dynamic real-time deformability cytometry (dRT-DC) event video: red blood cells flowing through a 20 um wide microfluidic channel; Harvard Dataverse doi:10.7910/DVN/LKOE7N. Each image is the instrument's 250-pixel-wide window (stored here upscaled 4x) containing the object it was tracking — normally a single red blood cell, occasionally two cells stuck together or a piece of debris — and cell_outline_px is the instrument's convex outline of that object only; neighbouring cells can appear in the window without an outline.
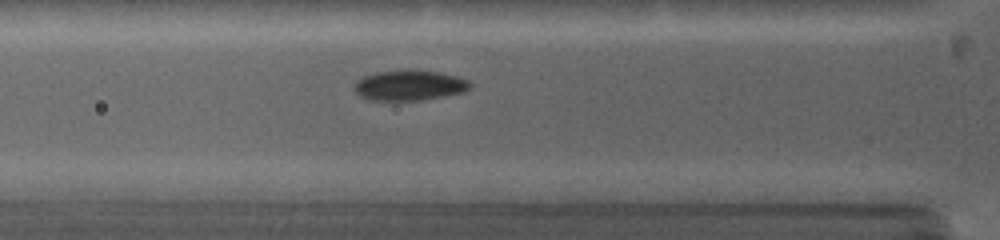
{"species": "common noctule bat (a hibernating species)", "species_latin": "Nyctalus noctula", "temperature_condition": "warm", "stored_images_in_passage": 23, "camera_frame_rate_fps": 5000, "um_per_image_px": 0.085, "animal": {"sex": "female", "body_mass_g": 19.0, "forearm_length_mm": 53.3}, "frame": {"image": 1, "passage_image": 8, "time_ms": 3.0, "image_size_px": [1000, 240], "cell_outline_px": [[472, 88], [464, 92], [444, 96], [420, 100], [372, 100], [360, 96], [356, 92], [356, 80], [364, 76], [376, 72], [440, 72], [456, 76], [468, 80], [472, 84]], "centroid_in_image_um": [34.85, 7.28], "position_along_channel_um": 91.0, "area_um2": 19.77}}
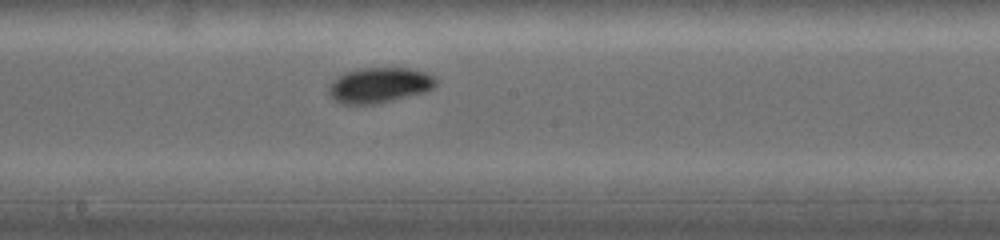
{"frame": {"image": 2, "passage_image": 15, "time_ms": 6.0, "image_size_px": [1000, 240], "cell_outline_px": [[436, 84], [428, 92], [376, 104], [344, 104], [336, 100], [328, 92], [328, 84], [336, 76], [344, 72], [364, 68], [412, 68], [424, 72], [432, 76], [436, 80]], "centroid_in_image_um": [32.23, 7.24], "position_along_channel_um": 216.0, "area_um2": 22.2}}
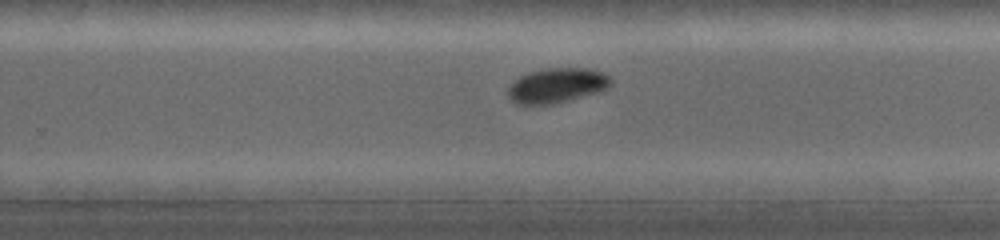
{"frame": {"image": 3, "passage_image": 19, "time_ms": 7.6, "image_size_px": [1000, 240], "cell_outline_px": [[612, 84], [608, 88], [596, 92], [568, 100], [552, 104], [516, 104], [508, 96], [508, 88], [520, 76], [528, 72], [548, 68], [592, 68], [604, 72], [612, 80]], "centroid_in_image_um": [47.36, 7.25], "position_along_channel_um": 282.4, "area_um2": 20.75}}